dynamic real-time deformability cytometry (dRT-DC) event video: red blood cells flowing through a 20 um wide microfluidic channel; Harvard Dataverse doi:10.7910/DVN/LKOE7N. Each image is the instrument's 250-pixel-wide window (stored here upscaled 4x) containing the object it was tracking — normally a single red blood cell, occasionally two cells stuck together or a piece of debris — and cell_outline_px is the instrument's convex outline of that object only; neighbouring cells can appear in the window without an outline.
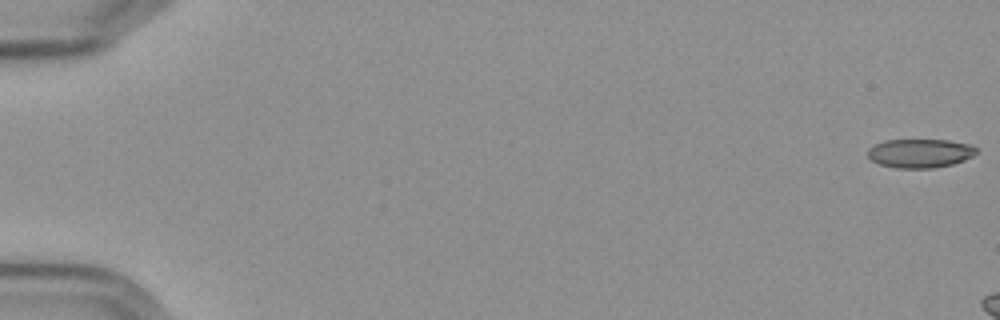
{"species": "Egyptian fruit bat (a non-hibernating species)", "species_latin": "Rousettus aegyptiacus", "temperature_condition": "cold", "stored_images_in_passage": 12, "camera_frame_rate_fps": 3000, "um_per_image_px": 0.085, "frame": {"image": 1, "passage_image": 1, "time_ms": 0.0, "image_size_px": [1000, 320], "cell_outline_px": [[976, 152], [972, 156], [964, 160], [952, 164], [932, 168], [896, 168], [880, 164], [872, 160], [868, 156], [868, 148], [884, 140], [948, 140], [972, 144], [976, 148]], "centroid_in_image_um": [78.21, 13.02], "position_along_channel_um": 6.8, "area_um2": 18.21}}